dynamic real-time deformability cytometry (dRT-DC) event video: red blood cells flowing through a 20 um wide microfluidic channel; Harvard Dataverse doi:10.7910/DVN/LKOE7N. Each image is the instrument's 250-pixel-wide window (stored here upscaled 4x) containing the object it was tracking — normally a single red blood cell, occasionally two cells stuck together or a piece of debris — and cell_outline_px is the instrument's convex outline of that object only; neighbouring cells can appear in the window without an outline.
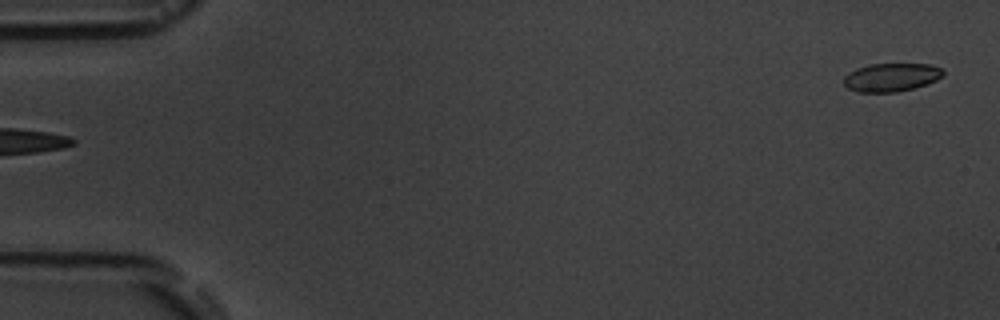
{"species": "common noctule bat (a hibernating species)", "species_latin": "Nyctalus noctula", "temperature_condition": "room temperature", "stored_images_in_passage": 5, "segment_of_instrument_passage": [2, 2], "camera_frame_rate_fps": 3000, "um_per_image_px": 0.085, "animal": {"sex": "male", "body_mass_g": 19.5, "forearm_length_mm": 54.6}, "frame": {"image": 1, "passage_image": 5, "time_ms": 5.667, "image_size_px": [1000, 320], "cell_outline_px": [[944, 76], [936, 80], [912, 88], [896, 92], [860, 92], [848, 88], [844, 84], [844, 76], [848, 72], [856, 68], [868, 64], [932, 64], [940, 68], [944, 72]], "centroid_in_image_um": [75.74, 6.56], "position_along_channel_um": 9.3, "area_um2": 16.36}}